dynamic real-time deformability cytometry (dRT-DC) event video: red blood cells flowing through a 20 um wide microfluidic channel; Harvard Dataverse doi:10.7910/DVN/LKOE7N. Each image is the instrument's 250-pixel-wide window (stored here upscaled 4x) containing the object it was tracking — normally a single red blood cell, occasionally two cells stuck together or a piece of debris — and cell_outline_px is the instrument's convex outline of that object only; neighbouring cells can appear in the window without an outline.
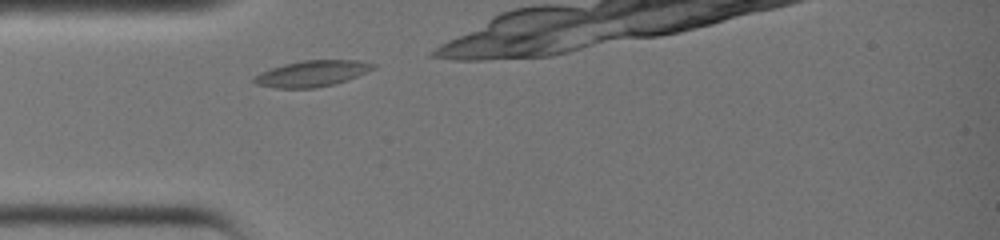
{"species": "common noctule bat (a hibernating species)", "species_latin": "Nyctalus noctula", "temperature_condition": "warm", "stored_images_in_passage": 10, "camera_frame_rate_fps": 3000, "um_per_image_px": 0.085, "animal": {"sex": "female", "body_mass_g": 19.0, "forearm_length_mm": 51.5}, "frame": {"image": 1, "passage_image": 1, "time_ms": 0.0, "image_size_px": [1000, 240], "cell_outline_px": [[376, 68], [368, 72], [336, 84], [316, 88], [276, 88], [256, 84], [252, 80], [260, 72], [284, 64], [304, 60], [360, 60], [376, 64]], "centroid_in_image_um": [26.57, 6.25], "position_along_channel_um": 58.4, "area_um2": 18.15}}
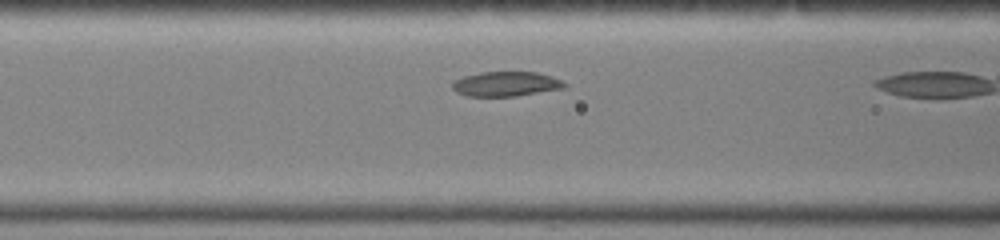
{"frame": {"image": 2, "passage_image": 5, "time_ms": 1.333, "image_size_px": [1000, 240], "cell_outline_px": [[568, 84], [564, 88], [516, 96], [464, 96], [456, 92], [452, 88], [452, 80], [464, 76], [480, 72], [536, 72], [552, 76]], "centroid_in_image_um": [42.97, 7.13], "position_along_channel_um": 123.6, "area_um2": 16.24}}